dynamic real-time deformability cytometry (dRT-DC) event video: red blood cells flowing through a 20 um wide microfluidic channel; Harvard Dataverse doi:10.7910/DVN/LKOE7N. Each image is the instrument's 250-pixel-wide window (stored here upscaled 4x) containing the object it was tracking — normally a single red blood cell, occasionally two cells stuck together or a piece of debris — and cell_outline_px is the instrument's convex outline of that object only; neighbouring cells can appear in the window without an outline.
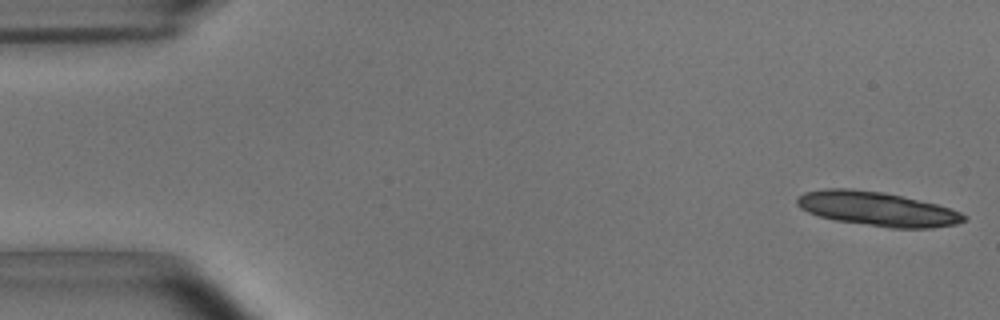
{"species": "common noctule bat (a hibernating species)", "species_latin": "Nyctalus noctula", "temperature_condition": "room temperature", "stored_images_in_passage": 15, "camera_frame_rate_fps": 3000, "um_per_image_px": 0.085, "animal": {"sex": "male", "body_mass_g": 15.6}, "frame": {"image": 1, "passage_image": 1, "time_ms": 0.0, "image_size_px": [1000, 320], "cell_outline_px": [[968, 220], [956, 224], [932, 228], [892, 228], [836, 220], [820, 216], [808, 212], [800, 208], [796, 204], [796, 196], [804, 192], [824, 188], [852, 188], [884, 192], [936, 204], [960, 212], [968, 216]], "centroid_in_image_um": [74.55, 17.74], "position_along_channel_um": 10.5, "area_um2": 33.35}}